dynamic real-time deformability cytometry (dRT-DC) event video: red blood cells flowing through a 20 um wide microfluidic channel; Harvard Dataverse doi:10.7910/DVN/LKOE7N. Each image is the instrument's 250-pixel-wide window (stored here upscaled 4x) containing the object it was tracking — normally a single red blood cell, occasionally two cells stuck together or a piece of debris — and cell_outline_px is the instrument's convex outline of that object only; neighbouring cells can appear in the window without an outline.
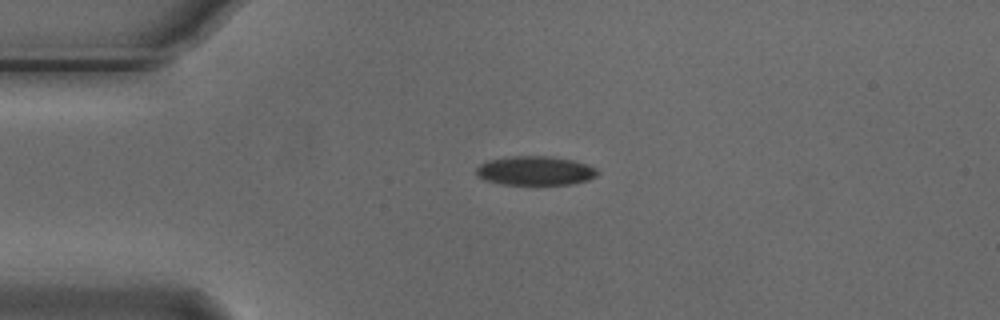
{"species": "Egyptian fruit bat (a non-hibernating species)", "species_latin": "Rousettus aegyptiacus", "temperature_condition": "cold", "stored_images_in_passage": 5, "camera_frame_rate_fps": 3000, "um_per_image_px": 0.085, "animal": {"sex": "male"}, "frame": {"image": 1, "passage_image": 3, "time_ms": 0.667, "image_size_px": [1000, 320], "cell_outline_px": [[600, 172], [596, 176], [588, 180], [572, 184], [500, 184], [484, 180], [476, 172], [476, 168], [480, 164], [488, 160], [512, 156], [548, 156], [572, 160], [588, 164], [596, 168]], "centroid_in_image_um": [45.52, 14.51], "position_along_channel_um": 39.5, "area_um2": 20.52}}
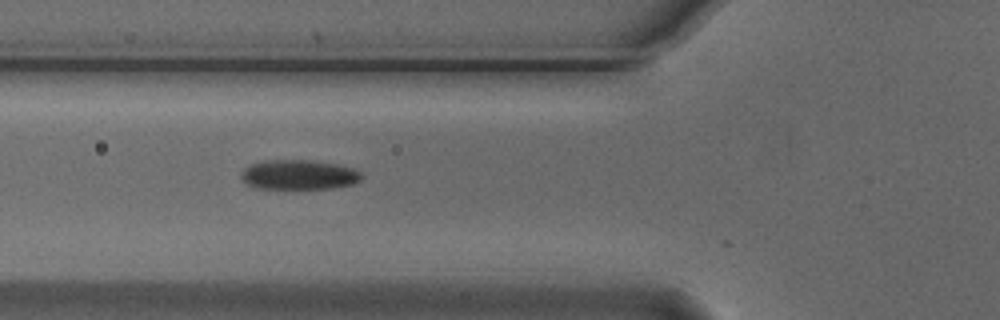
{"frame": {"image": 2, "passage_image": 5, "time_ms": 1.333, "image_size_px": [1000, 320], "cell_outline_px": [[364, 176], [360, 180], [352, 184], [332, 188], [256, 188], [248, 184], [240, 176], [240, 172], [244, 168], [252, 164], [264, 160], [312, 160], [336, 164], [356, 168], [364, 172]], "centroid_in_image_um": [25.45, 14.84], "position_along_channel_um": 100.3, "area_um2": 20.98}}